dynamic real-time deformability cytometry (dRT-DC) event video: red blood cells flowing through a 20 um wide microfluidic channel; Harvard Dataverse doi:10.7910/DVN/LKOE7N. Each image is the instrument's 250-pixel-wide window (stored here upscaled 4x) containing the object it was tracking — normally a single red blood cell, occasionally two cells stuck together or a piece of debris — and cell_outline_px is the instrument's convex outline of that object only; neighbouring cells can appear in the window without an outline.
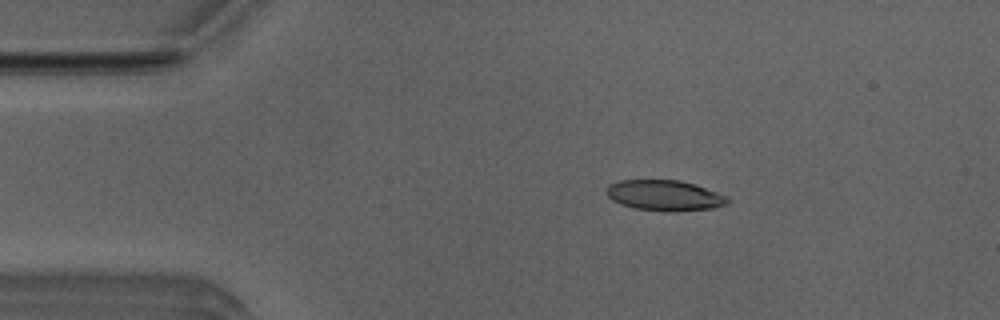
{"species": "Egyptian fruit bat (a non-hibernating species)", "species_latin": "Rousettus aegyptiacus", "temperature_condition": "room temperature", "stored_images_in_passage": 7, "camera_frame_rate_fps": 3000, "um_per_image_px": 0.085, "animal": {"sex": "male"}, "frame": {"image": 1, "passage_image": 2, "time_ms": 0.333, "image_size_px": [1000, 320], "cell_outline_px": [[728, 204], [712, 208], [672, 212], [636, 208], [620, 204], [612, 200], [604, 192], [608, 184], [620, 180], [680, 180], [728, 196]], "centroid_in_image_um": [56.44, 16.61], "position_along_channel_um": 28.6, "area_um2": 21.5}}
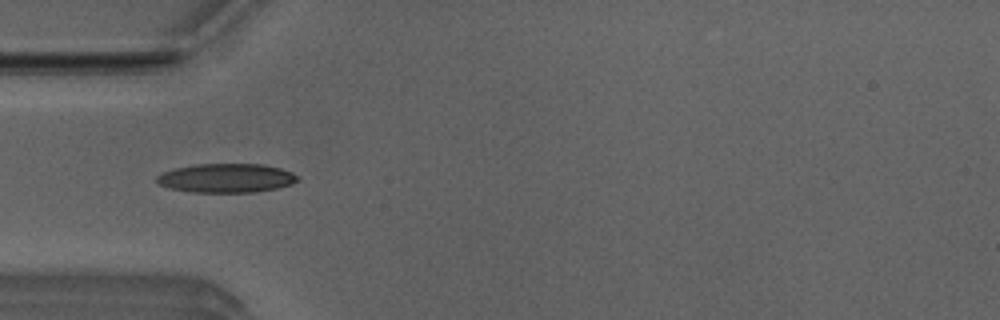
{"frame": {"image": 2, "passage_image": 4, "time_ms": 1.0, "image_size_px": [1000, 320], "cell_outline_px": [[300, 180], [292, 184], [276, 188], [256, 192], [192, 192], [168, 188], [160, 184], [156, 180], [156, 176], [164, 172], [176, 168], [196, 164], [264, 164], [280, 168], [292, 172]], "centroid_in_image_um": [19.25, 15.13], "position_along_channel_um": 65.7, "area_um2": 23.76}}
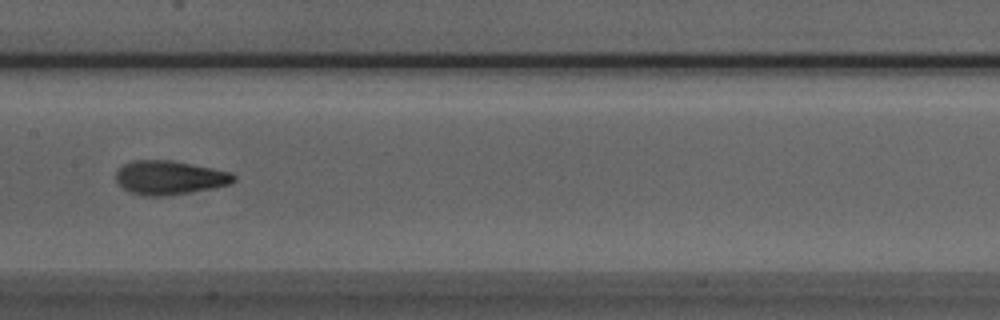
{"frame": {"image": 3, "passage_image": 7, "time_ms": 2.0, "image_size_px": [1000, 320], "cell_outline_px": [[236, 180], [228, 184], [212, 188], [164, 196], [144, 196], [128, 192], [116, 180], [116, 172], [124, 164], [132, 160], [172, 160], [212, 168], [228, 172], [236, 176]], "centroid_in_image_um": [14.38, 15.09], "position_along_channel_um": 193.0, "area_um2": 23.06}}